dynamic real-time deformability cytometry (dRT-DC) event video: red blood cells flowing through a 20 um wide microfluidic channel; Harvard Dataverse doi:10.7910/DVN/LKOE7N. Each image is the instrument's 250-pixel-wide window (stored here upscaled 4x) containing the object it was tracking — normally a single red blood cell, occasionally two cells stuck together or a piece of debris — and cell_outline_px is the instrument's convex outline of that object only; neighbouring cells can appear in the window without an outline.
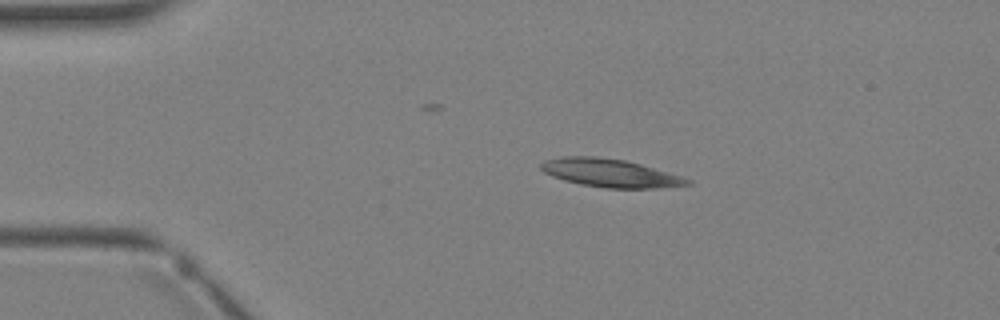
{"species": "Egyptian fruit bat (a non-hibernating species)", "species_latin": "Rousettus aegyptiacus", "temperature_condition": "warm", "stored_images_in_passage": 2, "camera_frame_rate_fps": 3000, "um_per_image_px": 0.085, "animal": {"sex": "female"}, "frame": {"image": 1, "passage_image": 1, "time_ms": 0.0, "image_size_px": [1000, 320], "cell_outline_px": [[692, 184], [660, 188], [604, 188], [580, 184], [564, 180], [552, 176], [544, 172], [540, 168], [540, 164], [544, 160], [560, 156], [596, 156], [624, 160], [640, 164], [684, 176], [692, 180]], "centroid_in_image_um": [51.87, 14.7], "position_along_channel_um": 33.1, "area_um2": 24.22}}
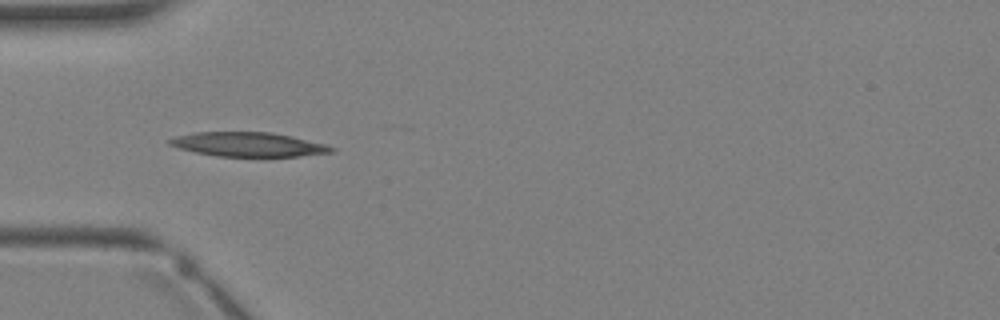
{"frame": {"image": 2, "passage_image": 2, "time_ms": 1.333, "image_size_px": [1000, 320], "cell_outline_px": [[336, 148], [332, 152], [300, 156], [216, 156], [196, 152], [180, 148], [168, 144], [168, 140], [176, 136], [196, 132], [272, 132], [292, 136], [328, 144]], "centroid_in_image_um": [21.15, 12.27], "position_along_channel_um": 63.9, "area_um2": 22.83}}